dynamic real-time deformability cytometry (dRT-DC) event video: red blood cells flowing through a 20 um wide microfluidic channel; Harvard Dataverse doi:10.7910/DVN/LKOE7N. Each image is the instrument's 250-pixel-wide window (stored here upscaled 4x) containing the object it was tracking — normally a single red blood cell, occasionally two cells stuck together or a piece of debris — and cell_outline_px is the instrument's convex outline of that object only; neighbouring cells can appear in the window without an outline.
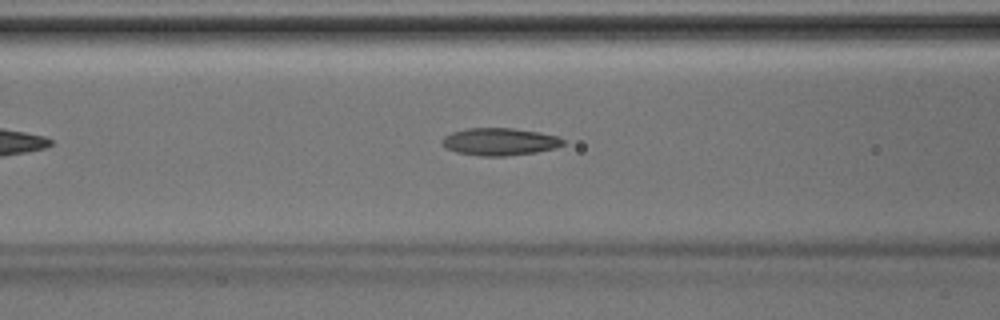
{"species": "Egyptian fruit bat (a non-hibernating species)", "species_latin": "Rousettus aegyptiacus", "temperature_condition": "room temperature", "stored_images_in_passage": 22, "camera_frame_rate_fps": 3000, "um_per_image_px": 0.085, "animal": {"sex": "male"}, "frame": {"image": 1, "passage_image": 10, "time_ms": 3.0, "image_size_px": [1000, 320], "cell_outline_px": [[564, 144], [556, 148], [536, 152], [504, 156], [480, 156], [456, 152], [444, 148], [440, 144], [440, 140], [444, 136], [452, 132], [468, 128], [512, 128], [540, 132], [556, 136], [564, 140]], "centroid_in_image_um": [42.42, 12.04], "position_along_channel_um": 124.2, "area_um2": 19.48}}
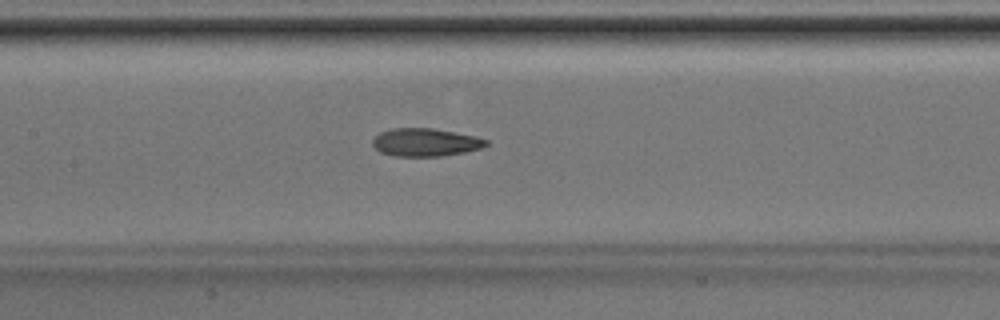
{"frame": {"image": 2, "passage_image": 13, "time_ms": 4.0, "image_size_px": [1000, 320], "cell_outline_px": [[488, 144], [480, 148], [464, 152], [440, 156], [396, 156], [380, 152], [372, 144], [372, 140], [380, 132], [392, 128], [432, 128], [476, 136], [488, 140]], "centroid_in_image_um": [36.15, 12.09], "position_along_channel_um": 171.3, "area_um2": 18.38}}